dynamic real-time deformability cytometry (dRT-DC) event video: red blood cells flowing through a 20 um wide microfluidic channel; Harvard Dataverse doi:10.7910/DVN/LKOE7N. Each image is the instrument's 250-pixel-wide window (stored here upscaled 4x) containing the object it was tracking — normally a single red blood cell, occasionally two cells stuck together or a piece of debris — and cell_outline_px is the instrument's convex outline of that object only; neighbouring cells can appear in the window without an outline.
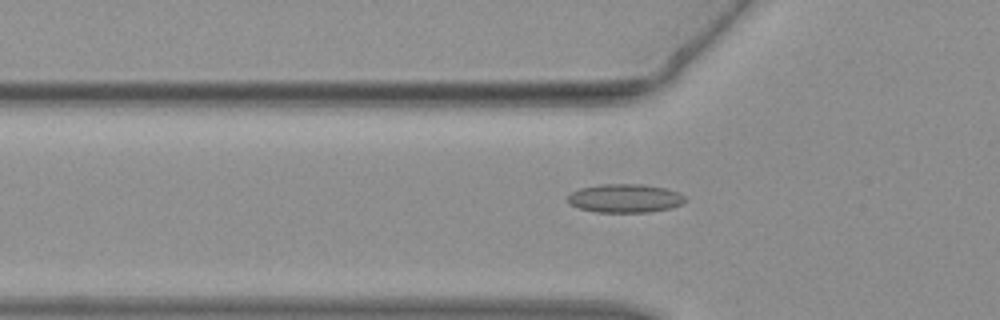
{"species": "common noctule bat (a hibernating species)", "species_latin": "Nyctalus noctula", "temperature_condition": "warm", "stored_images_in_passage": 28, "camera_frame_rate_fps": 3000, "um_per_image_px": 0.085, "animal": {"sex": "female", "body_mass_g": 19.3, "forearm_length_mm": 54.1}, "frame": {"image": 1, "passage_image": 2, "time_ms": 0.333, "image_size_px": [1000, 320], "cell_outline_px": [[688, 200], [684, 204], [668, 208], [648, 212], [596, 212], [580, 208], [568, 204], [568, 196], [572, 192], [580, 188], [600, 184], [644, 184], [664, 188], [676, 192], [684, 196]], "centroid_in_image_um": [53.12, 16.85], "position_along_channel_um": 72.7, "area_um2": 19.54}}
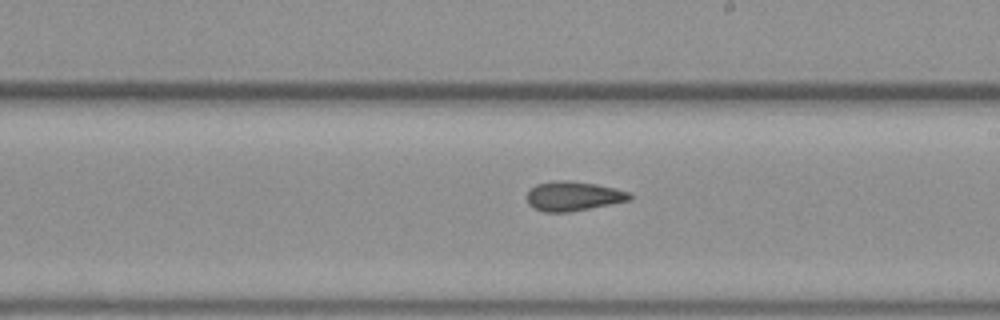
{"frame": {"image": 2, "passage_image": 13, "time_ms": 4.0, "image_size_px": [1000, 320], "cell_outline_px": [[632, 200], [568, 212], [544, 212], [532, 208], [528, 204], [528, 192], [536, 184], [556, 180], [568, 180], [596, 184], [616, 188], [632, 192]], "centroid_in_image_um": [48.76, 16.67], "position_along_channel_um": 240.2, "area_um2": 17.74}}
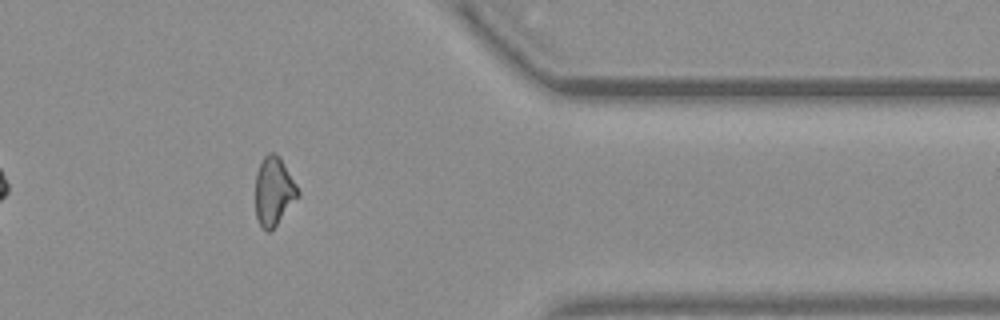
{"frame": {"image": 3, "passage_image": 24, "time_ms": 7.667, "image_size_px": [1000, 320], "cell_outline_px": [[300, 196], [276, 224], [268, 232], [260, 224], [256, 216], [256, 172], [264, 156], [268, 152], [272, 152], [280, 156], [296, 184], [300, 192]], "centroid_in_image_um": [23.28, 16.22], "position_along_channel_um": 388.1, "area_um2": 16.82}}